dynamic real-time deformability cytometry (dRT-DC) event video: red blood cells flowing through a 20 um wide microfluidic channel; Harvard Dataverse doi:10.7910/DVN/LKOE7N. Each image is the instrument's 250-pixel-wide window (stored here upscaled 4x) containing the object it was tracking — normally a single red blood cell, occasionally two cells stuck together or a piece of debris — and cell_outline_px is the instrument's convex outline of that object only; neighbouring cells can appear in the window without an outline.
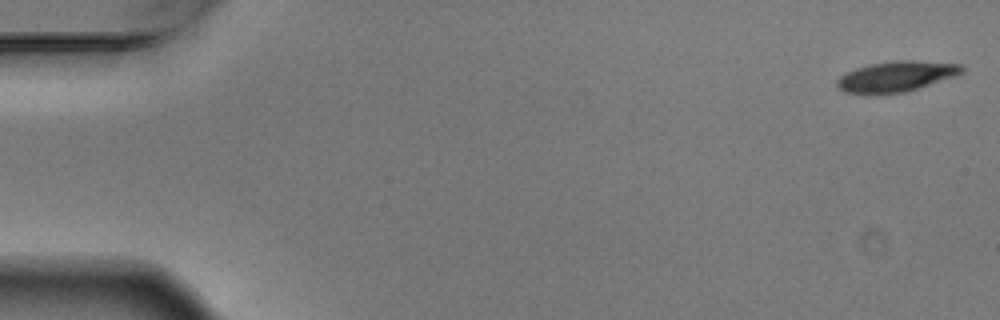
{"species": "Egyptian fruit bat (a non-hibernating species)", "species_latin": "Rousettus aegyptiacus", "temperature_condition": "warm", "stored_images_in_passage": 5, "segment_of_instrument_passage": [1, 2], "camera_frame_rate_fps": 3000, "um_per_image_px": 0.085, "animal": {"sex": "male"}, "frame": {"image": 1, "passage_image": 1, "time_ms": 0.0, "image_size_px": [1000, 320], "cell_outline_px": [[964, 72], [956, 76], [904, 92], [844, 92], [836, 84], [836, 80], [840, 76], [856, 68], [872, 64], [896, 60], [912, 60], [964, 64]], "centroid_in_image_um": [76.26, 6.46], "position_along_channel_um": 8.7, "area_um2": 21.62}}